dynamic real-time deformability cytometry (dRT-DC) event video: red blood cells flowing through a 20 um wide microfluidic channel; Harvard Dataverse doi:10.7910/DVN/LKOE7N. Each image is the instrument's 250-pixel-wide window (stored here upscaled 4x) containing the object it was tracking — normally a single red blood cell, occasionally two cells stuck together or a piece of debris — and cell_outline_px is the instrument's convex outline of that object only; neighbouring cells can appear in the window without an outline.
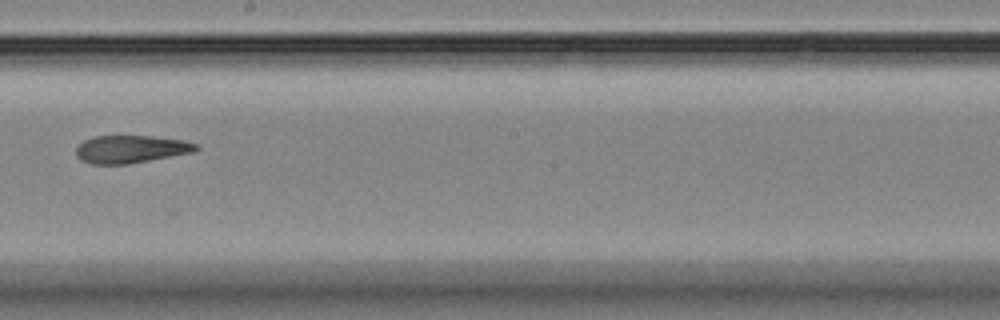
{"species": "Egyptian fruit bat (a non-hibernating species)", "species_latin": "Rousettus aegyptiacus", "temperature_condition": "room temperature", "stored_images_in_passage": 13, "camera_frame_rate_fps": 3000, "um_per_image_px": 0.085, "animal": {"sex": "female"}, "frame": {"image": 1, "passage_image": 6, "time_ms": 6.0, "image_size_px": [1000, 320], "cell_outline_px": [[200, 148], [192, 152], [128, 164], [92, 164], [80, 160], [76, 156], [76, 148], [84, 140], [96, 136], [152, 136], [184, 140], [196, 144]], "centroid_in_image_um": [11.1, 12.68], "position_along_channel_um": 237.1, "area_um2": 19.25}}
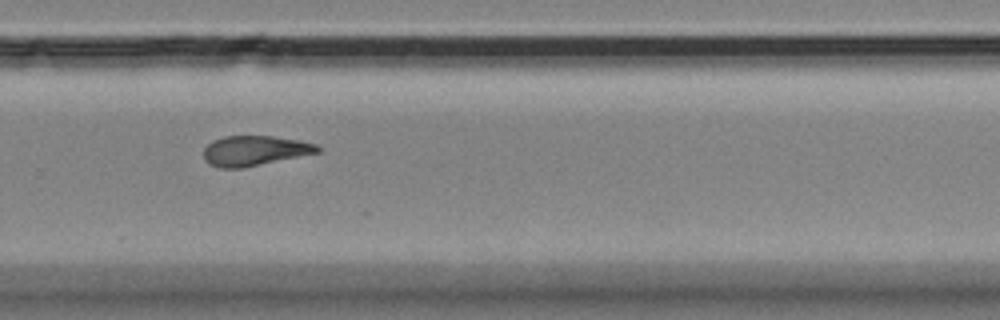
{"frame": {"image": 2, "passage_image": 8, "time_ms": 8.0, "image_size_px": [1000, 320], "cell_outline_px": [[320, 152], [244, 168], [220, 168], [208, 164], [204, 160], [204, 148], [212, 140], [224, 136], [272, 136], [300, 140], [316, 144], [320, 148]], "centroid_in_image_um": [21.63, 12.81], "position_along_channel_um": 308.2, "area_um2": 20.06}}
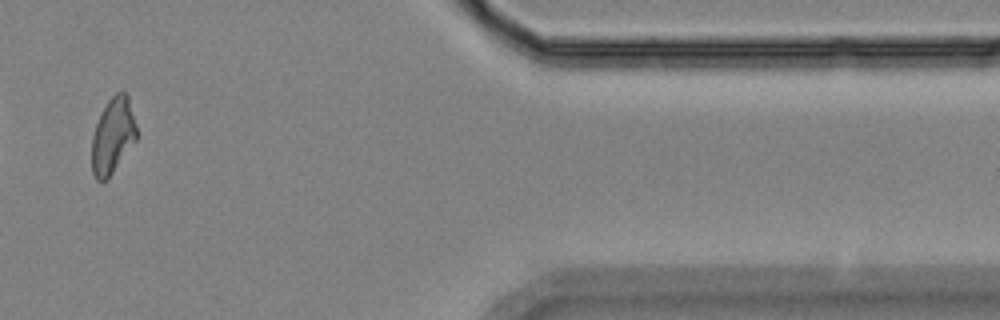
{"frame": {"image": 3, "passage_image": 11, "time_ms": 11.667, "image_size_px": [1000, 320], "cell_outline_px": [[136, 140], [108, 180], [96, 180], [92, 172], [92, 136], [96, 124], [108, 100], [116, 92], [124, 92], [128, 96], [136, 124]], "centroid_in_image_um": [9.59, 11.57], "position_along_channel_um": 401.8, "area_um2": 19.65}, "authors_computed_cell_mechanics": {"area_um2": 20.1722, "velocity_mm_per_s": 3.5776, "shape_relaxation_time_tau1_ms": null, "shape_relaxation_time_tau2_ms": 3.36, "deformation_change_tau1": null, "deformation_change_tau2": 0.106}}